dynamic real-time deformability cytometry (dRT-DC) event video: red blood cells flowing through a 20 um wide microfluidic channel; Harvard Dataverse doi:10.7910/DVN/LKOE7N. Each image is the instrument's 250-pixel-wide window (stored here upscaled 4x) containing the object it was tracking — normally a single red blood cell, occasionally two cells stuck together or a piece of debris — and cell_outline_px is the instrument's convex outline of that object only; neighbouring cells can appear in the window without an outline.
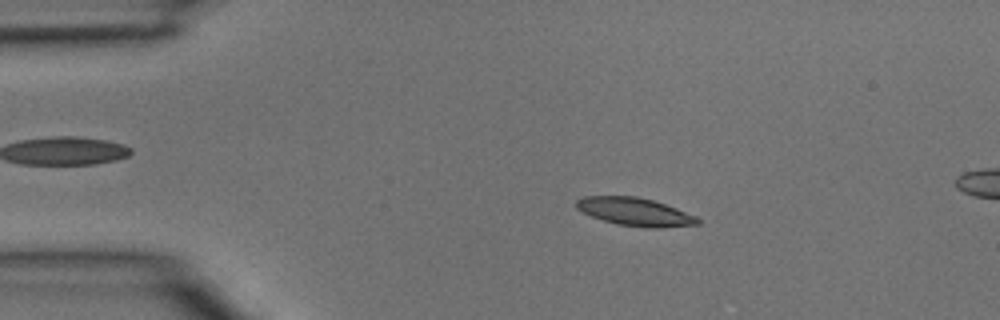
{"species": "common noctule bat (a hibernating species)", "species_latin": "Nyctalus noctula", "temperature_condition": "room temperature", "stored_images_in_passage": 3, "camera_frame_rate_fps": 3000, "um_per_image_px": 0.085, "animal": {"sex": "male", "body_mass_g": 15.6}, "frame": {"image": 1, "passage_image": 2, "time_ms": 0.333, "image_size_px": [1000, 320], "cell_outline_px": [[700, 224], [660, 228], [648, 228], [616, 224], [592, 216], [576, 208], [576, 200], [584, 196], [636, 196], [652, 200], [676, 208], [696, 216], [700, 220]], "centroid_in_image_um": [53.98, 18.01], "position_along_channel_um": 31.0, "area_um2": 19.71}}